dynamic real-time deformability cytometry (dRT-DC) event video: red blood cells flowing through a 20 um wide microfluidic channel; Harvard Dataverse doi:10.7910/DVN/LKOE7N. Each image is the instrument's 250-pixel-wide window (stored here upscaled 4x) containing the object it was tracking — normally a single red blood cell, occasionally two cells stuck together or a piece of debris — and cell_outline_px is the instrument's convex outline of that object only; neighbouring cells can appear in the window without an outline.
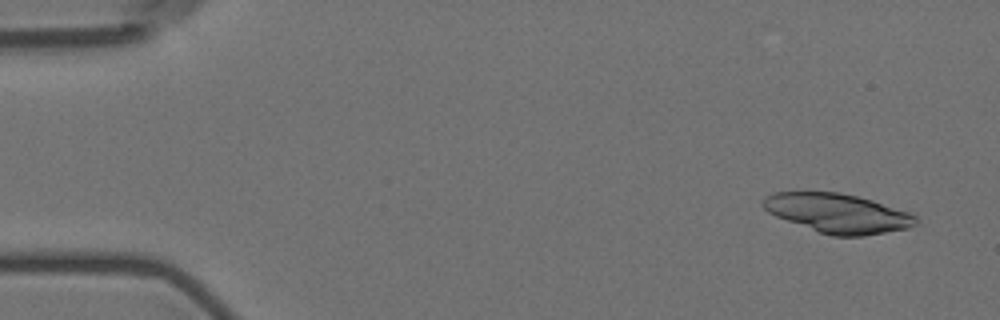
{"species": "Egyptian fruit bat (a non-hibernating species)", "species_latin": "Rousettus aegyptiacus", "temperature_condition": "room temperature", "stored_images_in_passage": 6, "camera_frame_rate_fps": 3000, "um_per_image_px": 0.085, "animal": {"sex": "female"}, "frame": {"image": 1, "passage_image": 1, "time_ms": 0.0, "image_size_px": [1000, 320], "cell_outline_px": [[920, 220], [916, 224], [908, 228], [864, 236], [832, 236], [820, 232], [776, 216], [768, 212], [760, 204], [760, 200], [764, 196], [772, 192], [840, 192], [872, 200], [908, 212], [916, 216]], "centroid_in_image_um": [71.18, 18.11], "position_along_channel_um": 13.8, "area_um2": 34.85}}